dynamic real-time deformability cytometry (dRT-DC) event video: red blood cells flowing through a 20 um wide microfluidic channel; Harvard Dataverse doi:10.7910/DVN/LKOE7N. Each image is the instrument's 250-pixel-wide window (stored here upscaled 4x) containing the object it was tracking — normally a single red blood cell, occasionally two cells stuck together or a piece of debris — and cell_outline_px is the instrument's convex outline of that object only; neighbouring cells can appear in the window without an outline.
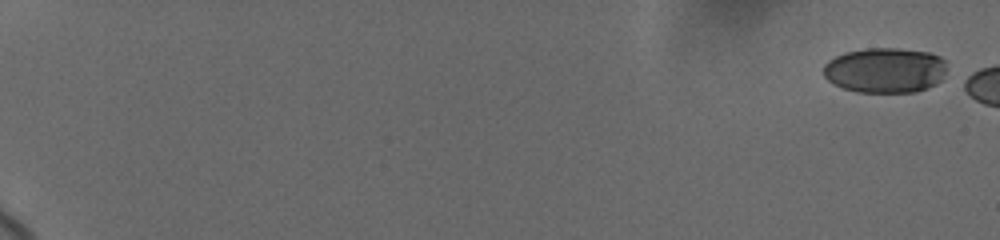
{"species": "human", "species_latin": "Homo sapiens", "temperature_condition": "cold", "stored_images_in_passage": 4, "camera_frame_rate_fps": 3000, "um_per_image_px": 0.085, "donor": {"sex": "female"}, "frame": {"image": 1, "passage_image": 1, "time_ms": 0.0, "image_size_px": [1000, 240], "cell_outline_px": [[948, 60], [944, 72], [940, 80], [936, 84], [916, 92], [856, 92], [832, 84], [824, 76], [824, 64], [828, 60], [844, 52], [868, 48], [900, 48], [928, 52], [940, 56]], "centroid_in_image_um": [75.24, 5.96], "position_along_channel_um": 9.8, "area_um2": 32.77}}